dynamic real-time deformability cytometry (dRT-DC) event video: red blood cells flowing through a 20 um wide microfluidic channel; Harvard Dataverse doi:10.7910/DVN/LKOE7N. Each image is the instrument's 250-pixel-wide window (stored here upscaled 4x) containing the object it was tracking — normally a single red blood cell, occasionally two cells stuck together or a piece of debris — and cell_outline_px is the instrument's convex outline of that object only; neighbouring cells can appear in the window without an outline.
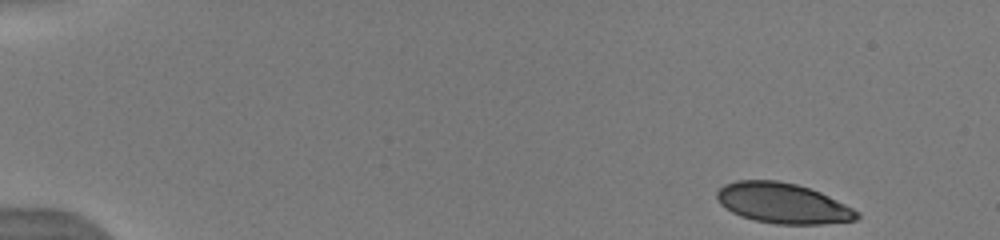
{"species": "human", "species_latin": "Homo sapiens", "temperature_condition": "warm", "stored_images_in_passage": 9, "camera_frame_rate_fps": 3000, "um_per_image_px": 0.085, "donor": {"sex": "male"}, "frame": {"image": 1, "passage_image": 1, "time_ms": 0.0, "image_size_px": [1000, 240], "cell_outline_px": [[860, 216], [856, 220], [824, 224], [776, 224], [756, 220], [740, 216], [732, 212], [720, 204], [716, 196], [716, 192], [724, 184], [736, 180], [780, 180], [796, 184], [820, 192], [860, 212]], "centroid_in_image_um": [66.52, 17.27], "position_along_channel_um": 18.5, "area_um2": 32.89}}
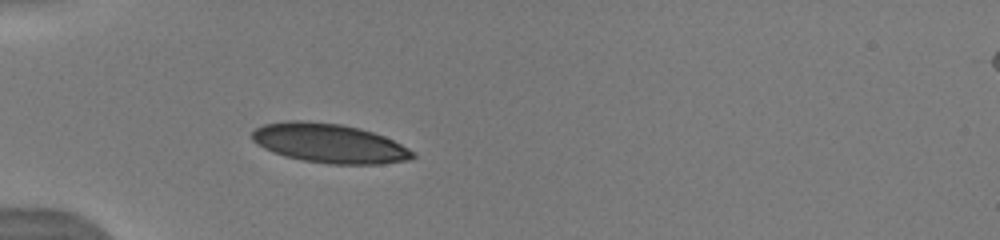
{"frame": {"image": 2, "passage_image": 7, "time_ms": 4.0, "image_size_px": [1000, 240], "cell_outline_px": [[416, 156], [408, 160], [380, 164], [328, 164], [304, 160], [284, 156], [272, 152], [264, 148], [252, 140], [252, 132], [256, 128], [264, 124], [288, 120], [300, 120], [340, 124], [360, 128], [384, 136], [416, 152]], "centroid_in_image_um": [27.99, 12.18], "position_along_channel_um": 57.0, "area_um2": 36.7}}